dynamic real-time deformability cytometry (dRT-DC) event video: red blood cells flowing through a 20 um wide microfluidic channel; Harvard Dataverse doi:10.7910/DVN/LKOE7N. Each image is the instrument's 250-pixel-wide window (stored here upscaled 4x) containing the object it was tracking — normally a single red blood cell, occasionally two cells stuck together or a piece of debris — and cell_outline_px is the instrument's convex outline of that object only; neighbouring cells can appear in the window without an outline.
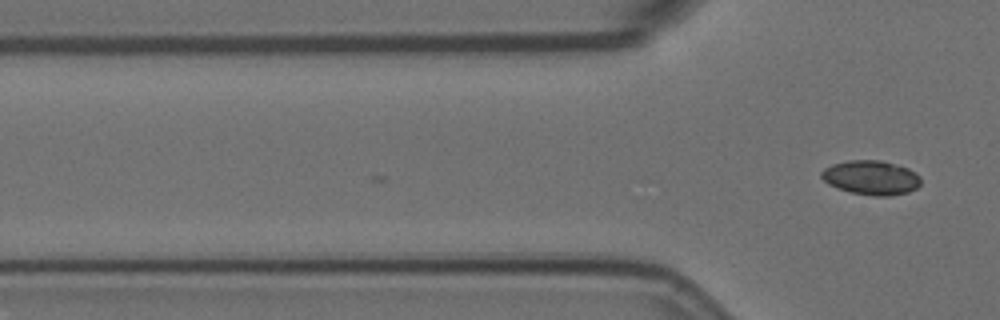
{"species": "Egyptian fruit bat (a non-hibernating species)", "species_latin": "Rousettus aegyptiacus", "temperature_condition": "room temperature", "stored_images_in_passage": 3, "camera_frame_rate_fps": 3000, "um_per_image_px": 0.085, "animal": {"sex": "female"}, "frame": {"image": 1, "passage_image": 3, "time_ms": 0.667, "image_size_px": [1000, 320], "cell_outline_px": [[920, 184], [916, 188], [908, 192], [888, 196], [876, 196], [852, 192], [836, 188], [828, 184], [820, 176], [820, 172], [824, 168], [832, 164], [848, 160], [880, 160], [908, 168], [920, 176]], "centroid_in_image_um": [74.02, 15.09], "position_along_channel_um": 51.8, "area_um2": 19.83}}